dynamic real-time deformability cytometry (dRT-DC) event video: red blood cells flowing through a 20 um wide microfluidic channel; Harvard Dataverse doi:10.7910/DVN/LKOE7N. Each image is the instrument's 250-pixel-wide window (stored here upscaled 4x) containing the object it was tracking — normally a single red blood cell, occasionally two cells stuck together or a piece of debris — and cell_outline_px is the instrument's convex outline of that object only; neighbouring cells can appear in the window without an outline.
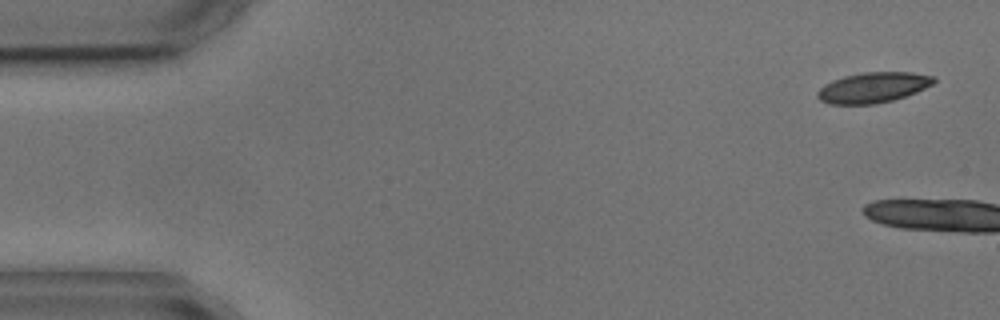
{"species": "common noctule bat (a hibernating species)", "species_latin": "Nyctalus noctula", "temperature_condition": "cold", "stored_images_in_passage": 5, "camera_frame_rate_fps": 3000, "um_per_image_px": 0.085, "animal": {"sex": "male", "body_mass_g": 17.9, "forearm_length_mm": 54.2}, "frame": {"image": 1, "passage_image": 1, "time_ms": 0.0, "image_size_px": [1000, 320], "cell_outline_px": [[936, 80], [932, 84], [916, 92], [892, 100], [872, 104], [832, 104], [820, 100], [816, 96], [816, 92], [824, 84], [832, 80], [844, 76], [864, 72], [912, 72], [936, 76]], "centroid_in_image_um": [74.2, 7.43], "position_along_channel_um": 10.8, "area_um2": 20.58}}
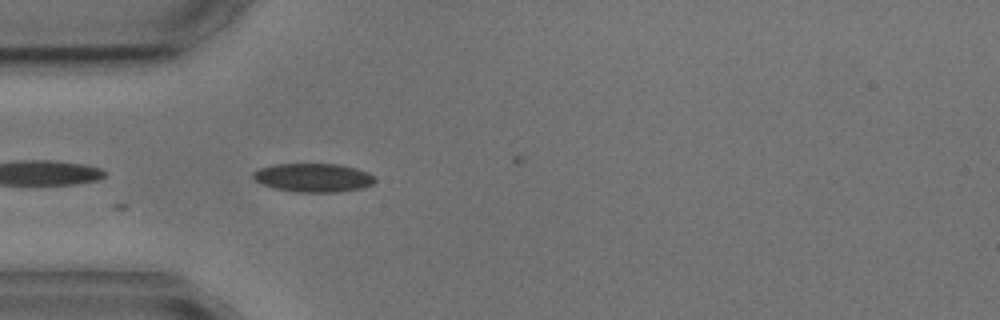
{"frame": {"image": 2, "passage_image": 5, "time_ms": 5.667, "image_size_px": [1000, 320], "cell_outline_px": [[376, 180], [372, 184], [364, 188], [336, 192], [296, 192], [276, 188], [264, 184], [256, 180], [252, 176], [252, 172], [260, 168], [272, 164], [340, 164], [356, 168], [368, 172], [376, 176]], "centroid_in_image_um": [26.68, 15.09], "position_along_channel_um": 58.3, "area_um2": 20.4}}